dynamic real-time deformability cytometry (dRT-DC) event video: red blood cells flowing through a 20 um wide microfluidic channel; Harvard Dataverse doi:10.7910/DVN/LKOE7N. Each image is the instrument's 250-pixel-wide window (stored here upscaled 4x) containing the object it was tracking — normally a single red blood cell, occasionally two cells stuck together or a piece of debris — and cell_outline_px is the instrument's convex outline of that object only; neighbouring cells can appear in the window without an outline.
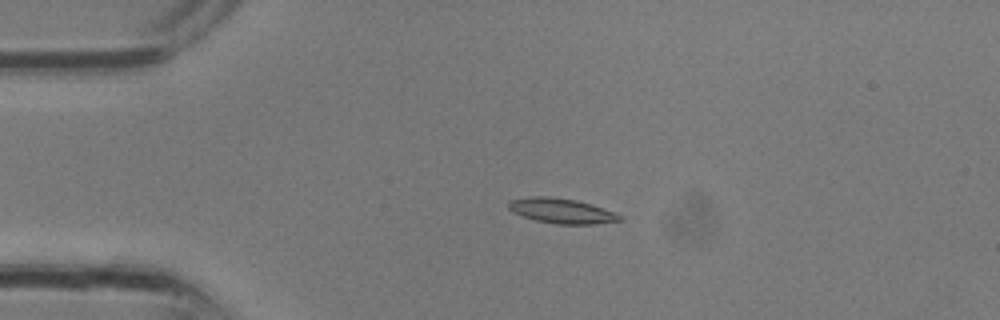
{"species": "common noctule bat (a hibernating species)", "species_latin": "Nyctalus noctula", "temperature_condition": "room temperature", "stored_images_in_passage": 29, "camera_frame_rate_fps": 3000, "um_per_image_px": 0.085, "animal": {"sex": "male", "body_mass_g": 13.3}, "frame": {"image": 1, "passage_image": 6, "time_ms": 1.667, "image_size_px": [1000, 320], "cell_outline_px": [[624, 220], [596, 224], [556, 224], [536, 220], [512, 212], [508, 208], [508, 200], [528, 196], [548, 196], [576, 200], [592, 204], [616, 212], [624, 216]], "centroid_in_image_um": [47.77, 17.92], "position_along_channel_um": 37.2, "area_um2": 16.47}}
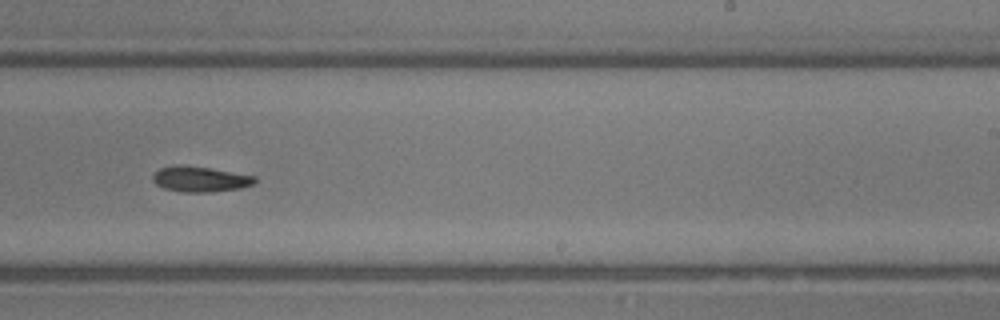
{"frame": {"image": 2, "passage_image": 18, "time_ms": 5.667, "image_size_px": [1000, 320], "cell_outline_px": [[256, 184], [240, 188], [212, 192], [184, 192], [164, 188], [156, 184], [152, 180], [152, 176], [160, 168], [172, 164], [184, 164], [256, 176]], "centroid_in_image_um": [17.0, 15.21], "position_along_channel_um": 272.0, "area_um2": 15.26}}
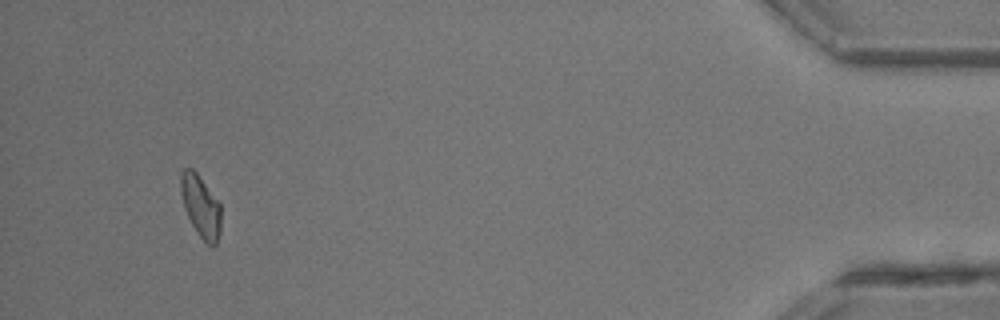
{"frame": {"image": 3, "passage_image": 28, "time_ms": 9.0, "image_size_px": [1000, 320], "cell_outline_px": [[220, 232], [216, 244], [212, 248], [200, 236], [192, 224], [184, 208], [180, 192], [180, 172], [184, 168], [192, 168], [196, 172], [220, 204]], "centroid_in_image_um": [17.04, 17.52], "position_along_channel_um": 418.2, "area_um2": 14.39}}